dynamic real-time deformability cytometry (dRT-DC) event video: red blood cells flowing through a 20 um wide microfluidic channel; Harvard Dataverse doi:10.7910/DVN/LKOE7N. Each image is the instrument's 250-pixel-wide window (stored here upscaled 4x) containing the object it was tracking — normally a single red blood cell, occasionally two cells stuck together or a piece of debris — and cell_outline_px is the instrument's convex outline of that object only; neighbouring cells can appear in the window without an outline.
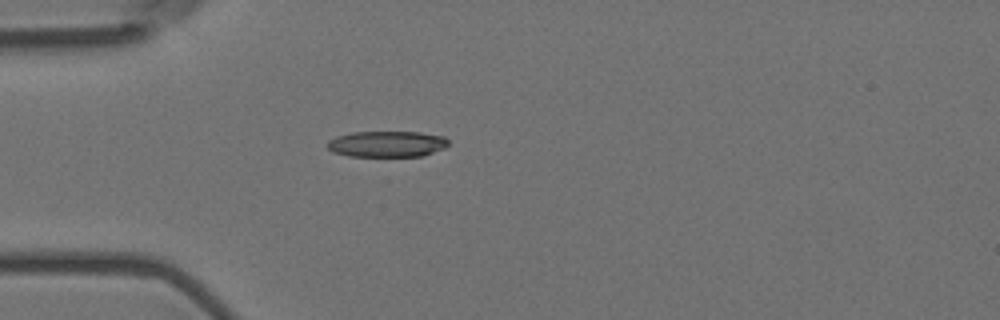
{"species": "Egyptian fruit bat (a non-hibernating species)", "species_latin": "Rousettus aegyptiacus", "temperature_condition": "room temperature", "stored_images_in_passage": 5, "camera_frame_rate_fps": 3000, "um_per_image_px": 0.085, "animal": {"sex": "female"}, "frame": {"image": 1, "passage_image": 4, "time_ms": 1.0, "image_size_px": [1000, 320], "cell_outline_px": [[448, 144], [444, 148], [420, 156], [348, 156], [332, 152], [328, 148], [328, 140], [336, 136], [352, 132], [416, 132], [444, 136], [448, 140]], "centroid_in_image_um": [32.85, 12.23], "position_along_channel_um": 52.1, "area_um2": 18.26}}